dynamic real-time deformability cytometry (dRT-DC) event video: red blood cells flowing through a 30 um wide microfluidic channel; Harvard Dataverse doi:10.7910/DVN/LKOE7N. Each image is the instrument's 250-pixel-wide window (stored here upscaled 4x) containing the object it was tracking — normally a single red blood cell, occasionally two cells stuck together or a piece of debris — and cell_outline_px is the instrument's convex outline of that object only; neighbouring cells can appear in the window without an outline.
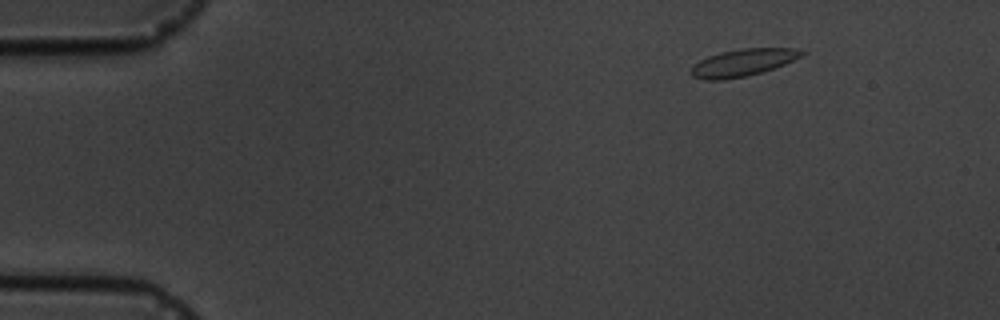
{"species": "common noctule bat (a hibernating species)", "species_latin": "Nyctalus noctula", "temperature_condition": "cold", "stored_images_in_passage": 3, "camera_frame_rate_fps": 3000, "um_per_image_px": 0.085, "animal": {"sex": "male", "body_mass_g": 19.5, "forearm_length_mm": 54.6}, "frame": {"image": 1, "passage_image": 1, "time_ms": 0.0, "image_size_px": [1000, 320], "cell_outline_px": [[808, 52], [784, 64], [748, 76], [724, 80], [708, 80], [692, 76], [688, 72], [700, 60], [708, 56], [720, 52], [740, 48], [796, 48]], "centroid_in_image_um": [63.12, 5.32], "position_along_channel_um": 21.9, "area_um2": 17.46}}